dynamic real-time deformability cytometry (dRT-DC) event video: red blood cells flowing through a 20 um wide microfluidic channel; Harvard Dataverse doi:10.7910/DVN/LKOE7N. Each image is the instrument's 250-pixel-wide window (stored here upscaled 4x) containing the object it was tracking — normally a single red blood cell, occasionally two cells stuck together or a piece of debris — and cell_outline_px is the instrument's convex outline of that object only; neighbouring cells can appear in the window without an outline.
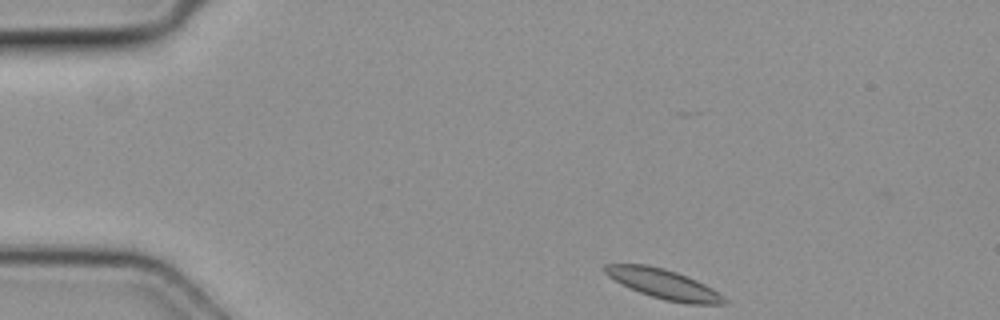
{"species": "common noctule bat (a hibernating species)", "species_latin": "Nyctalus noctula", "temperature_condition": "cold", "stored_images_in_passage": 3, "camera_frame_rate_fps": 3000, "um_per_image_px": 0.085, "animal": {"sex": "female", "body_mass_g": 19.3, "forearm_length_mm": 54.1}, "frame": {"image": 1, "passage_image": 1, "time_ms": 0.0, "image_size_px": [1000, 320], "cell_outline_px": [[728, 304], [688, 304], [664, 300], [640, 292], [608, 276], [604, 272], [604, 264], [648, 264], [664, 268], [688, 276], [712, 288], [724, 296], [728, 300]], "centroid_in_image_um": [56.46, 24.14], "position_along_channel_um": 28.5, "area_um2": 20.46}}
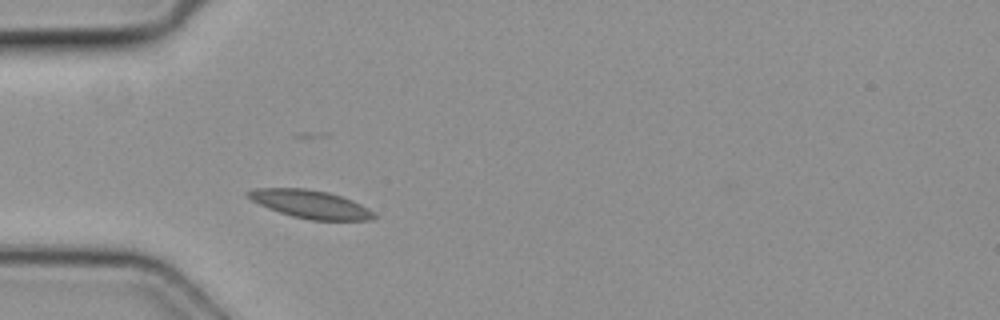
{"frame": {"image": 2, "passage_image": 3, "time_ms": 0.667, "image_size_px": [1000, 320], "cell_outline_px": [[376, 216], [372, 220], [312, 220], [292, 216], [268, 208], [244, 196], [244, 192], [252, 188], [308, 188], [328, 192], [352, 200], [376, 212]], "centroid_in_image_um": [26.36, 17.34], "position_along_channel_um": 58.6, "area_um2": 20.75}}